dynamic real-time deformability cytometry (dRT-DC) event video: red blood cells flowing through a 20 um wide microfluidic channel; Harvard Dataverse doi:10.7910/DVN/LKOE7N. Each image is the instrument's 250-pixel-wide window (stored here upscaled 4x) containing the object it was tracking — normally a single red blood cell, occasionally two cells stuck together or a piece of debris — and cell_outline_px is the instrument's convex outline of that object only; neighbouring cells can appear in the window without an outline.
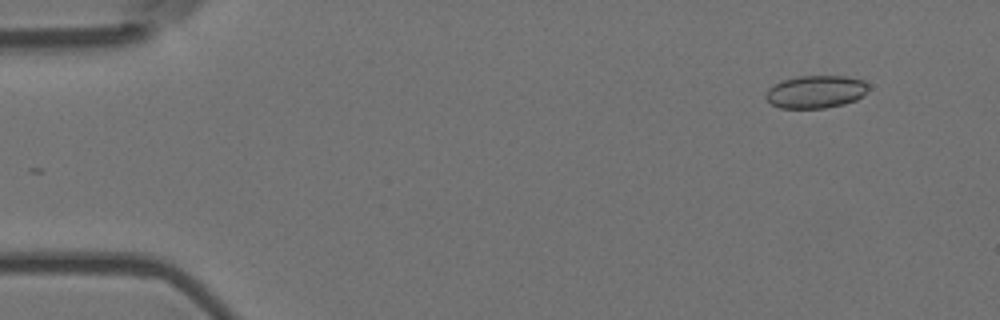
{"species": "Egyptian fruit bat (a non-hibernating species)", "species_latin": "Rousettus aegyptiacus", "temperature_condition": "room temperature", "stored_images_in_passage": 4, "camera_frame_rate_fps": 3000, "um_per_image_px": 0.085, "animal": {"sex": "female"}, "frame": {"image": 1, "passage_image": 1, "time_ms": 0.0, "image_size_px": [1000, 320], "cell_outline_px": [[868, 88], [856, 100], [844, 104], [824, 108], [780, 108], [772, 104], [764, 96], [768, 88], [784, 80], [796, 76], [844, 76], [864, 80], [868, 84]], "centroid_in_image_um": [69.32, 7.8], "position_along_channel_um": 15.7, "area_um2": 19.42}}
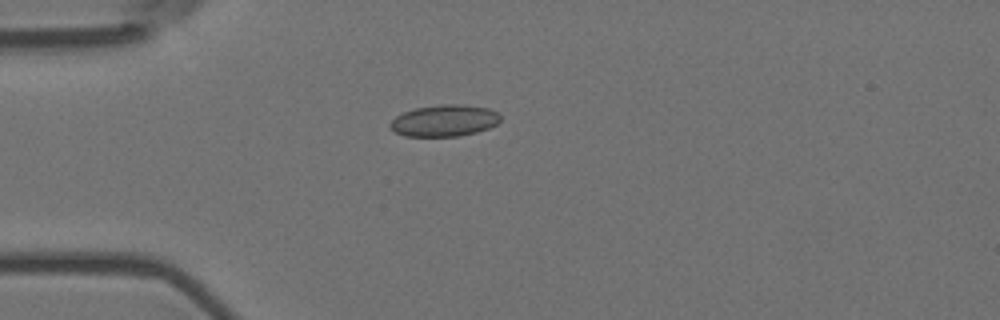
{"frame": {"image": 2, "passage_image": 4, "time_ms": 1.0, "image_size_px": [1000, 320], "cell_outline_px": [[500, 120], [496, 124], [488, 128], [476, 132], [460, 136], [404, 136], [396, 132], [388, 124], [396, 116], [404, 112], [416, 108], [444, 104], [460, 104], [488, 108], [496, 112], [500, 116]], "centroid_in_image_um": [37.77, 10.25], "position_along_channel_um": 47.2, "area_um2": 20.11}}